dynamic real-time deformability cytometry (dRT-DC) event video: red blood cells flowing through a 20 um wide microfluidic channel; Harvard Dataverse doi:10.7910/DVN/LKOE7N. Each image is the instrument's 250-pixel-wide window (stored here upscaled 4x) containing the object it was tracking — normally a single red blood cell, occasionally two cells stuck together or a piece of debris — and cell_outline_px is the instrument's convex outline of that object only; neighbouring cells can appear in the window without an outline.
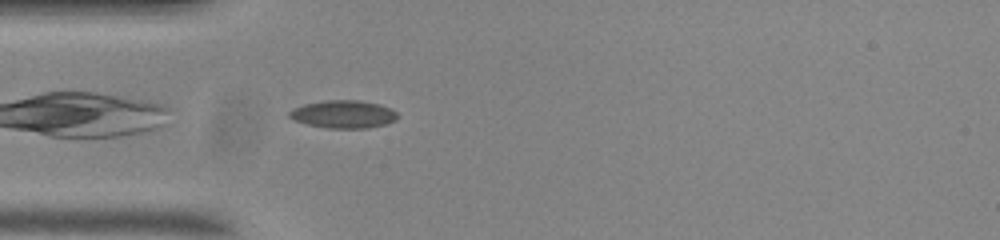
{"species": "common noctule bat (a hibernating species)", "species_latin": "Nyctalus noctula", "temperature_condition": "room temperature", "stored_images_in_passage": 41, "camera_frame_rate_fps": 3000, "um_per_image_px": 0.085, "animal": {"sex": "male", "body_mass_g": 20.0, "forearm_length_mm": 53.3}, "frame": {"image": 1, "passage_image": 1, "time_ms": 0.0, "image_size_px": [1000, 240], "cell_outline_px": [[396, 120], [384, 124], [368, 128], [328, 128], [308, 124], [296, 120], [288, 116], [288, 112], [292, 108], [304, 104], [328, 100], [356, 100], [380, 104], [396, 112]], "centroid_in_image_um": [29.16, 9.7], "position_along_channel_um": 55.8, "area_um2": 17.28}}
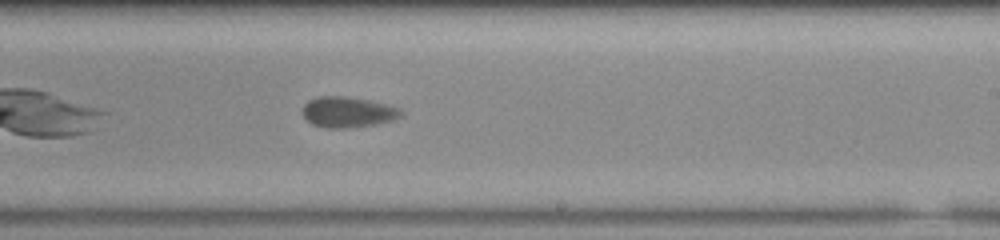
{"frame": {"image": 2, "passage_image": 18, "time_ms": 5.667, "image_size_px": [1000, 240], "cell_outline_px": [[404, 112], [400, 116], [392, 120], [376, 124], [348, 128], [324, 128], [312, 124], [304, 116], [304, 104], [308, 100], [320, 96], [344, 96], [368, 100], [384, 104], [396, 108]], "centroid_in_image_um": [29.53, 9.53], "position_along_channel_um": 259.5, "area_um2": 17.34}}
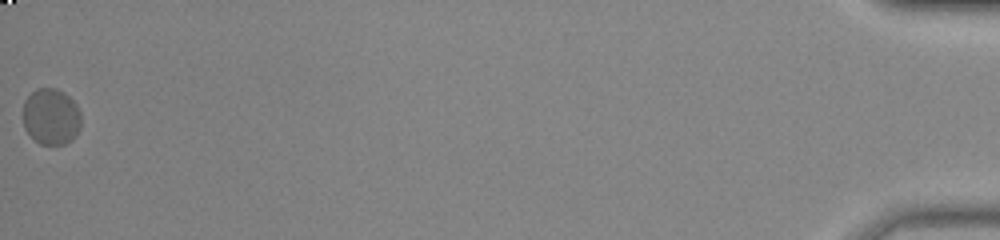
{"frame": {"image": 3, "passage_image": 41, "time_ms": 13.333, "image_size_px": [1000, 240], "cell_outline_px": [[80, 128], [76, 136], [72, 140], [64, 144], [40, 144], [24, 128], [24, 100], [36, 88], [56, 88], [64, 92], [76, 104], [80, 112]], "centroid_in_image_um": [4.36, 9.9], "position_along_channel_um": 430.8, "area_um2": 19.02}, "authors_computed_cell_mechanics": {"area_um2": 17.8602, "velocity_mm_per_s": 3.6413, "shape_relaxation_time_tau1_ms": 7.8779, "shape_relaxation_time_tau2_ms": 0.9719, "deformation_change_tau1": 0.1209, "deformation_change_tau2": 0.0572}}